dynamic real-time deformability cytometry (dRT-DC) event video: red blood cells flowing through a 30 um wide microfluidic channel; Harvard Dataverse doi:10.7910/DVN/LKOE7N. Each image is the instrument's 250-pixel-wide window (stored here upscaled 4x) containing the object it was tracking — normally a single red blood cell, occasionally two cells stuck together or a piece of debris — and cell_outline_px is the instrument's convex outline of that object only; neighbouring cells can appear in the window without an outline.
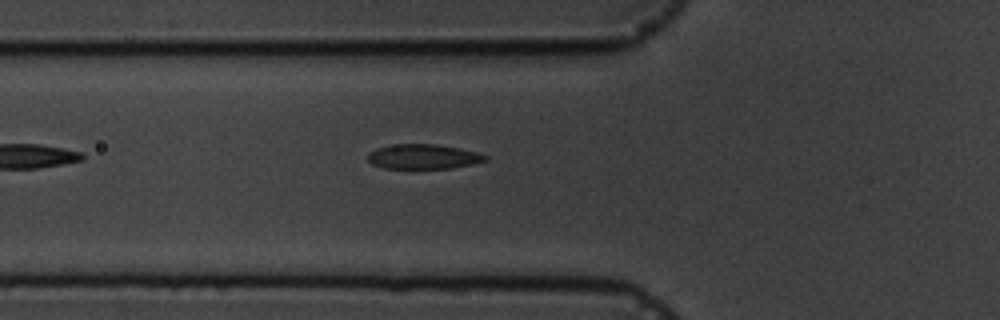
{"species": "common noctule bat (a hibernating species)", "species_latin": "Nyctalus noctula", "temperature_condition": "cold", "stored_images_in_passage": 7, "segment_of_instrument_passage": [1, 2], "camera_frame_rate_fps": 3000, "um_per_image_px": 0.085, "animal": {"sex": "male", "body_mass_g": 19.5, "forearm_length_mm": 54.6}, "frame": {"image": 1, "passage_image": 6, "time_ms": 5.667, "image_size_px": [1000, 320], "cell_outline_px": [[488, 160], [472, 164], [452, 168], [380, 168], [372, 164], [368, 160], [368, 152], [376, 148], [396, 144], [436, 144], [460, 148], [476, 152], [488, 156]], "centroid_in_image_um": [35.97, 13.31], "position_along_channel_um": 89.8, "area_um2": 16.99}}